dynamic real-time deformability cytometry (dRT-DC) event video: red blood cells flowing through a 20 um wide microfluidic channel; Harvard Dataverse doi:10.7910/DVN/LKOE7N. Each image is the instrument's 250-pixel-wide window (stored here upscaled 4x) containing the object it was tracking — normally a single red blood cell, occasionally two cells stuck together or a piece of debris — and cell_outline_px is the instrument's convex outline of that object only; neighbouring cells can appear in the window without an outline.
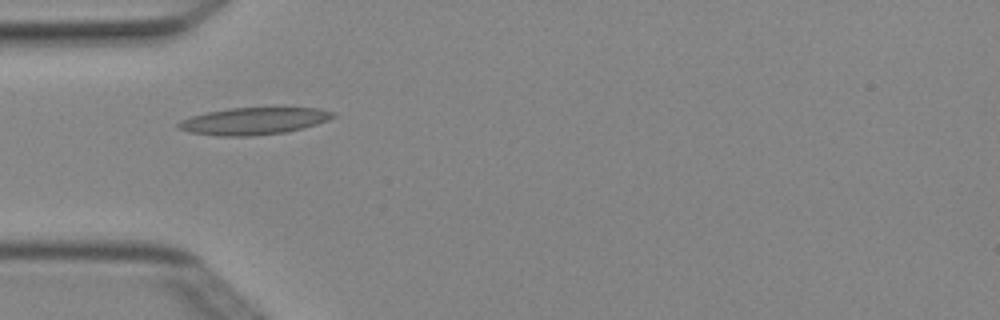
{"species": "Egyptian fruit bat (a non-hibernating species)", "species_latin": "Rousettus aegyptiacus", "temperature_condition": "cold", "stored_images_in_passage": 3, "camera_frame_rate_fps": 3000, "um_per_image_px": 0.085, "animal": {"sex": "female"}, "frame": {"image": 1, "passage_image": 1, "time_ms": 0.0, "image_size_px": [1000, 320], "cell_outline_px": [[336, 116], [328, 120], [316, 124], [288, 132], [252, 136], [220, 136], [188, 132], [176, 128], [176, 124], [180, 120], [192, 116], [208, 112], [228, 108], [320, 108], [336, 112]], "centroid_in_image_um": [21.57, 10.29], "position_along_channel_um": 63.4, "area_um2": 24.51}}
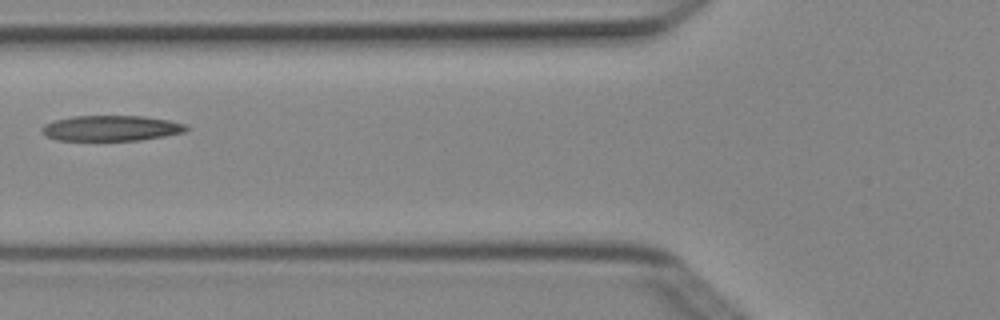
{"frame": {"image": 2, "passage_image": 2, "time_ms": 0.333, "image_size_px": [1000, 320], "cell_outline_px": [[188, 128], [184, 132], [164, 136], [140, 140], [56, 140], [40, 132], [40, 128], [44, 124], [56, 120], [72, 116], [144, 116], [168, 120], [188, 124]], "centroid_in_image_um": [9.44, 10.89], "position_along_channel_um": 116.4, "area_um2": 21.44}}
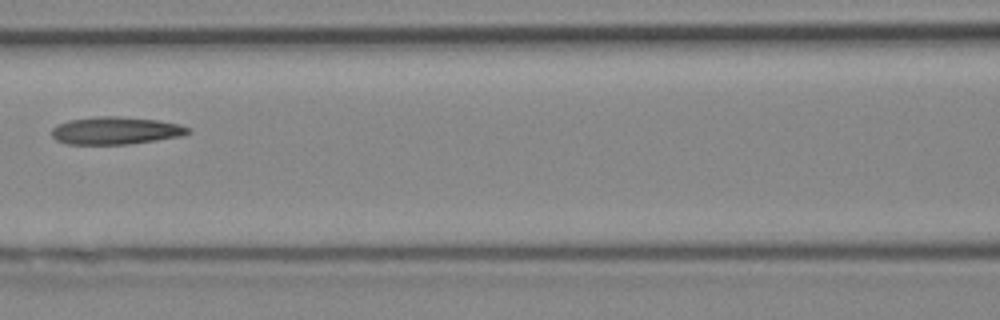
{"frame": {"image": 3, "passage_image": 3, "time_ms": 0.667, "image_size_px": [1000, 320], "cell_outline_px": [[192, 132], [180, 136], [156, 140], [128, 144], [64, 144], [56, 140], [52, 136], [52, 128], [56, 124], [68, 120], [96, 116], [116, 116], [156, 120], [180, 124], [192, 128]], "centroid_in_image_um": [9.82, 11.1], "position_along_channel_um": 156.8, "area_um2": 22.02}}